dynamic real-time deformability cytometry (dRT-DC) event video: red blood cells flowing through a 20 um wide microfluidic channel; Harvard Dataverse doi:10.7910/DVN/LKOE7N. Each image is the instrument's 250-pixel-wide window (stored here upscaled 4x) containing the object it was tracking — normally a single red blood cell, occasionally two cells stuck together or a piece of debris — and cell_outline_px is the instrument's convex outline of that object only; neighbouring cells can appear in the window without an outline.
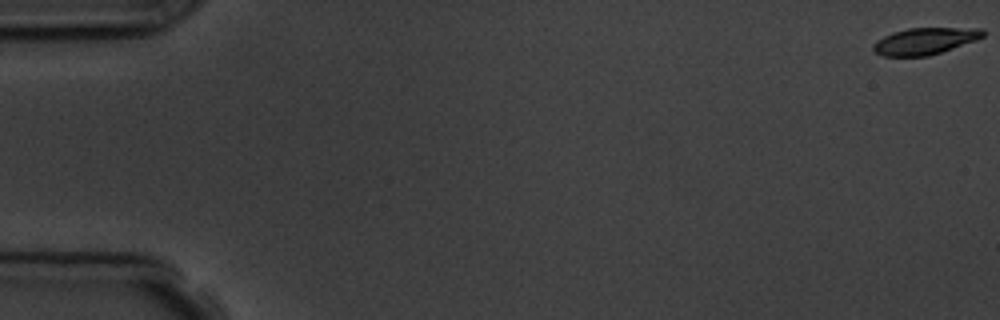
{"species": "common noctule bat (a hibernating species)", "species_latin": "Nyctalus noctula", "temperature_condition": "room temperature", "stored_images_in_passage": 5, "camera_frame_rate_fps": 3000, "um_per_image_px": 0.085, "animal": {"sex": "male", "body_mass_g": 19.5, "forearm_length_mm": 54.6}, "frame": {"image": 1, "passage_image": 1, "time_ms": 0.0, "image_size_px": [1000, 320], "cell_outline_px": [[984, 36], [976, 40], [928, 56], [884, 56], [876, 52], [872, 48], [872, 44], [876, 40], [892, 32], [908, 28], [984, 28]], "centroid_in_image_um": [78.59, 3.48], "position_along_channel_um": 6.4, "area_um2": 16.99}}
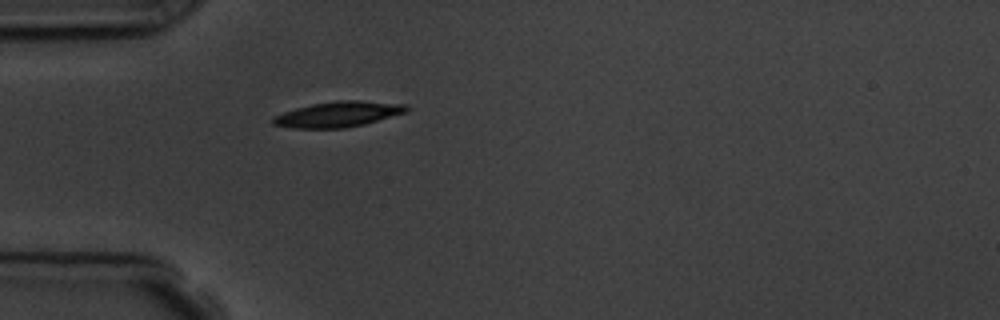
{"frame": {"image": 2, "passage_image": 5, "time_ms": 5.333, "image_size_px": [1000, 320], "cell_outline_px": [[408, 112], [364, 124], [344, 128], [292, 128], [272, 124], [272, 116], [296, 108], [312, 104], [336, 100], [360, 100], [408, 104]], "centroid_in_image_um": [28.76, 9.7], "position_along_channel_um": 56.2, "area_um2": 19.94}}